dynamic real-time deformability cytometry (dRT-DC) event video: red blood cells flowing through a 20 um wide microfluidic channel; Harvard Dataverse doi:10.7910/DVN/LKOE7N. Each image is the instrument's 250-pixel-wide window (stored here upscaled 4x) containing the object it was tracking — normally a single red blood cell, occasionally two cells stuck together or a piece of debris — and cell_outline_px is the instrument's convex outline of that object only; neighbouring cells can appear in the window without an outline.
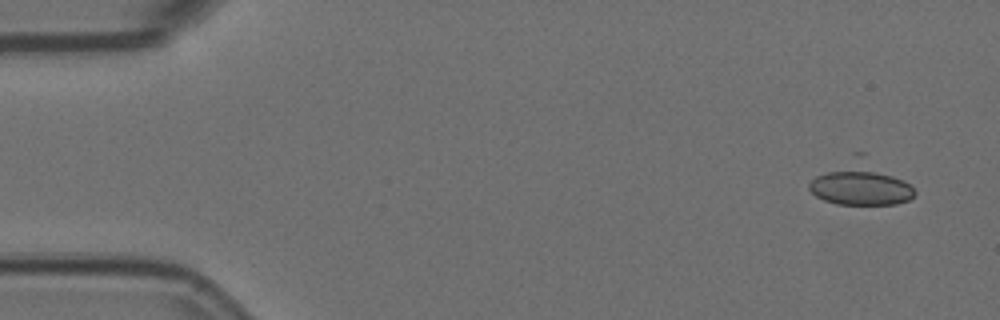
{"species": "Egyptian fruit bat (a non-hibernating species)", "species_latin": "Rousettus aegyptiacus", "temperature_condition": "room temperature", "stored_images_in_passage": 2, "segment_of_instrument_passage": [2, 2], "camera_frame_rate_fps": 3000, "um_per_image_px": 0.085, "animal": {"sex": "female"}, "frame": {"image": 1, "passage_image": 2, "time_ms": 0.333, "image_size_px": [1000, 320], "cell_outline_px": [[916, 192], [908, 200], [896, 204], [836, 204], [824, 200], [816, 196], [808, 188], [808, 184], [816, 176], [828, 172], [852, 168], [864, 168], [892, 176], [904, 180]], "centroid_in_image_um": [73.13, 15.94], "position_along_channel_um": 11.9, "area_um2": 21.44}}